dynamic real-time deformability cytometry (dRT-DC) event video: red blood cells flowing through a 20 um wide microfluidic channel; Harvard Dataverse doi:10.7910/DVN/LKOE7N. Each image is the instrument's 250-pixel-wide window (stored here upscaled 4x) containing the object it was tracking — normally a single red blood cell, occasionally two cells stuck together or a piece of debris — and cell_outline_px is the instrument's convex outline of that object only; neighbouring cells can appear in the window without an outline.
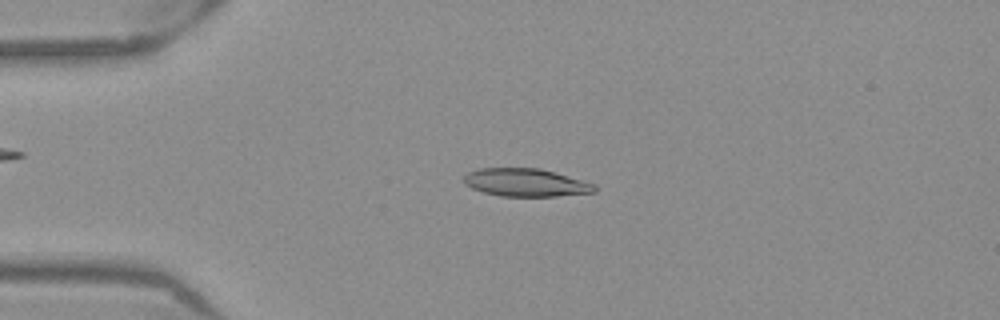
{"species": "Egyptian fruit bat (a non-hibernating species)", "species_latin": "Rousettus aegyptiacus", "temperature_condition": "warm", "stored_images_in_passage": 41, "camera_frame_rate_fps": 3000, "um_per_image_px": 0.085, "frame": {"image": 1, "passage_image": 2, "time_ms": 0.333, "image_size_px": [1000, 320], "cell_outline_px": [[596, 192], [556, 196], [500, 196], [484, 192], [472, 188], [464, 184], [464, 176], [468, 172], [480, 168], [540, 168], [596, 184]], "centroid_in_image_um": [44.69, 15.51], "position_along_channel_um": 40.3, "area_um2": 21.21}}
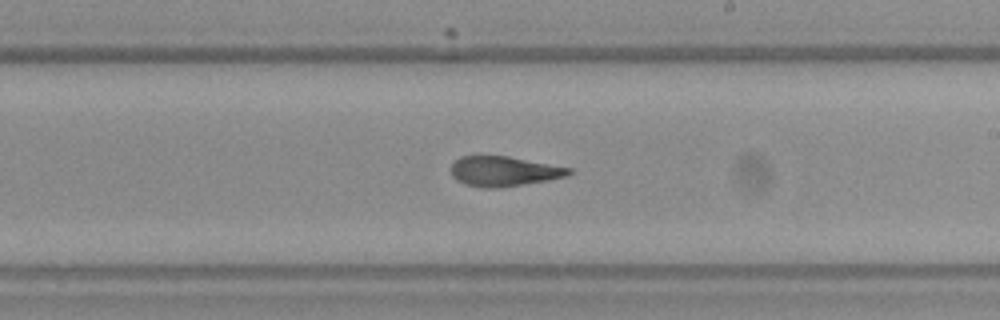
{"frame": {"image": 2, "passage_image": 20, "time_ms": 6.333, "image_size_px": [1000, 320], "cell_outline_px": [[572, 172], [568, 176], [548, 180], [496, 188], [480, 188], [464, 184], [456, 180], [452, 176], [452, 164], [460, 156], [508, 156], [572, 168]], "centroid_in_image_um": [42.82, 14.56], "position_along_channel_um": 246.2, "area_um2": 20.52}}
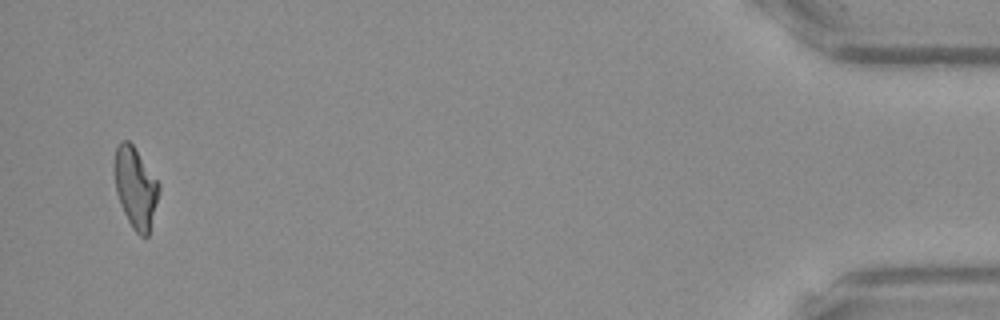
{"frame": {"image": 3, "passage_image": 40, "time_ms": 13.0, "image_size_px": [1000, 320], "cell_outline_px": [[160, 192], [148, 236], [140, 236], [132, 228], [120, 204], [116, 192], [112, 168], [116, 148], [120, 140], [128, 140], [132, 144], [160, 184]], "centroid_in_image_um": [11.5, 15.93], "position_along_channel_um": 423.7, "area_um2": 21.15}, "authors_computed_cell_mechanics": {"area_um2": 21.3282, "velocity_mm_per_s": 3.9114, "shape_relaxation_time_tau1_ms": null, "shape_relaxation_time_tau2_ms": 2.2522, "deformation_change_tau1": null, "deformation_change_tau2": 0.1059}}